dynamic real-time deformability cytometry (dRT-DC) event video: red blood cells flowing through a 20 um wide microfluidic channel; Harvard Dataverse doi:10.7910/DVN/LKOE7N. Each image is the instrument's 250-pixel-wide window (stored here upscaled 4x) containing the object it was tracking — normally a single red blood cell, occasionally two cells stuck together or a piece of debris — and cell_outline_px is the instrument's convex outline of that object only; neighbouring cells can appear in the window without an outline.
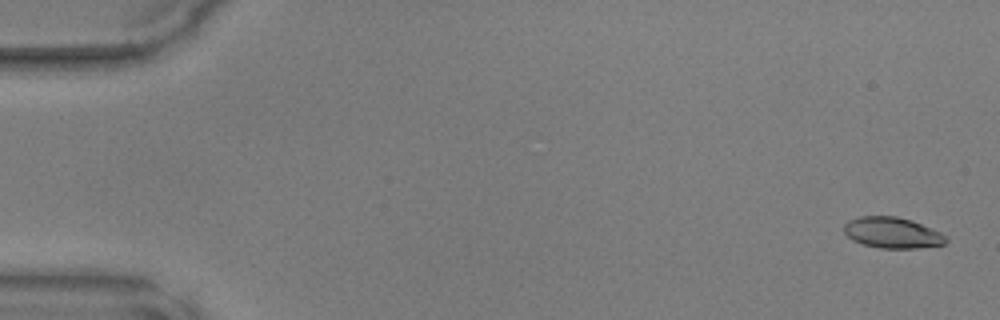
{"species": "common noctule bat (a hibernating species)", "species_latin": "Nyctalus noctula", "temperature_condition": "warm", "stored_images_in_passage": 48, "camera_frame_rate_fps": 3000, "um_per_image_px": 0.085, "animal": {"sex": "male", "body_mass_g": 17.9, "forearm_length_mm": 54.2}, "frame": {"image": 1, "passage_image": 2, "time_ms": 0.333, "image_size_px": [1000, 320], "cell_outline_px": [[948, 240], [944, 244], [920, 248], [880, 248], [864, 244], [852, 240], [844, 232], [844, 224], [848, 220], [860, 216], [896, 216], [912, 220], [940, 232], [948, 236]], "centroid_in_image_um": [75.86, 19.78], "position_along_channel_um": 9.1, "area_um2": 18.44}}
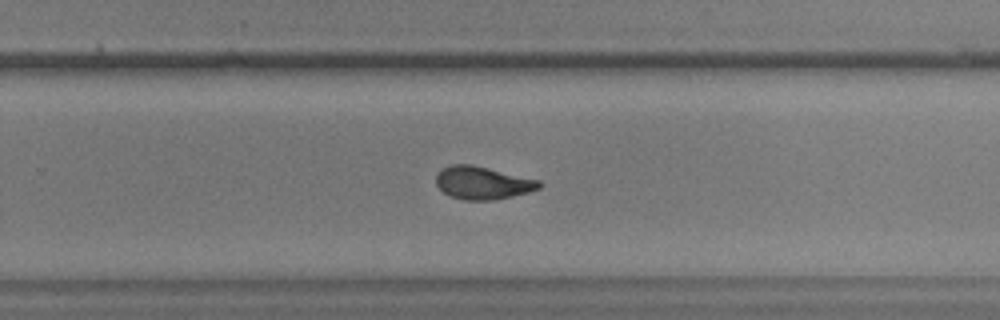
{"frame": {"image": 2, "passage_image": 32, "time_ms": 10.333, "image_size_px": [1000, 320], "cell_outline_px": [[544, 184], [540, 188], [528, 192], [512, 196], [492, 200], [464, 200], [448, 196], [436, 184], [436, 176], [444, 168], [452, 164], [472, 164], [540, 180]], "centroid_in_image_um": [41.04, 15.54], "position_along_channel_um": 288.8, "area_um2": 19.71}}
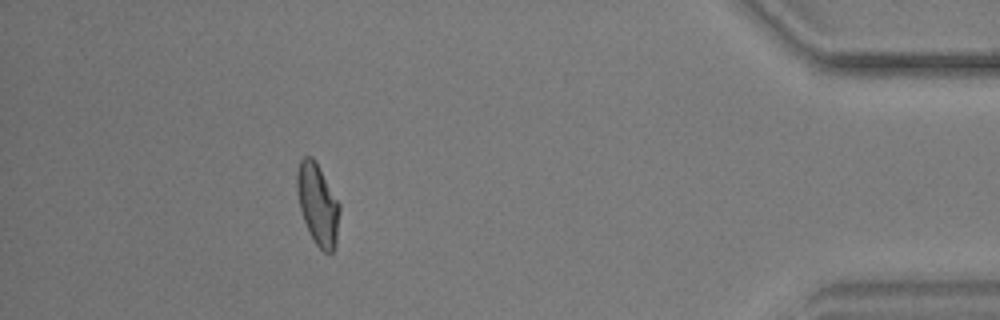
{"frame": {"image": 3, "passage_image": 44, "time_ms": 14.333, "image_size_px": [1000, 320], "cell_outline_px": [[340, 212], [336, 248], [332, 252], [324, 252], [316, 244], [308, 232], [300, 208], [296, 188], [296, 172], [300, 160], [304, 156], [312, 156], [316, 160], [340, 204]], "centroid_in_image_um": [27.01, 17.35], "position_along_channel_um": 408.2, "area_um2": 20.46}}